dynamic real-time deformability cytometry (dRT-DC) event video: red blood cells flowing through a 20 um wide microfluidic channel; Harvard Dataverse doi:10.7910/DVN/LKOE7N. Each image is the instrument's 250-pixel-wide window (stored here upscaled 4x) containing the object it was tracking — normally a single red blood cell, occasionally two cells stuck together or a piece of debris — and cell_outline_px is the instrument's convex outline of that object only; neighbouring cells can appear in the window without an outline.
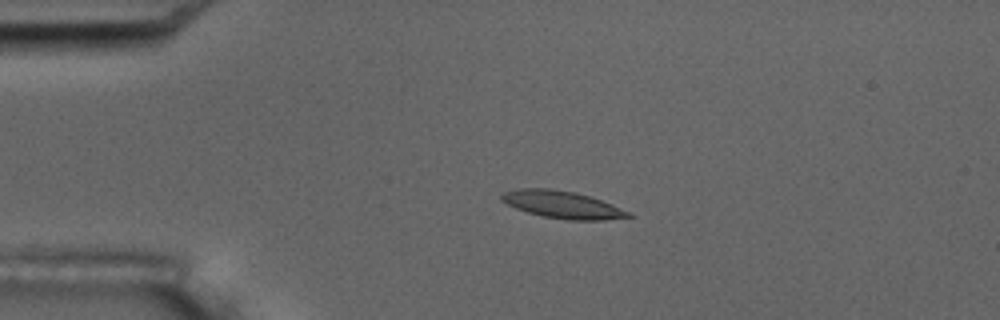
{"species": "common noctule bat (a hibernating species)", "species_latin": "Nyctalus noctula", "temperature_condition": "room temperature", "stored_images_in_passage": 5, "camera_frame_rate_fps": 3000, "um_per_image_px": 0.085, "animal": {"sex": "male", "body_mass_g": 17.5, "forearm_length_mm": 52.3}, "frame": {"image": 1, "passage_image": 3, "time_ms": 3.333, "image_size_px": [1000, 320], "cell_outline_px": [[632, 216], [604, 220], [568, 220], [544, 216], [528, 212], [516, 208], [500, 200], [500, 196], [504, 192], [516, 188], [552, 188], [576, 192], [612, 204], [632, 212]], "centroid_in_image_um": [47.79, 17.38], "position_along_channel_um": 37.2, "area_um2": 20.17}}
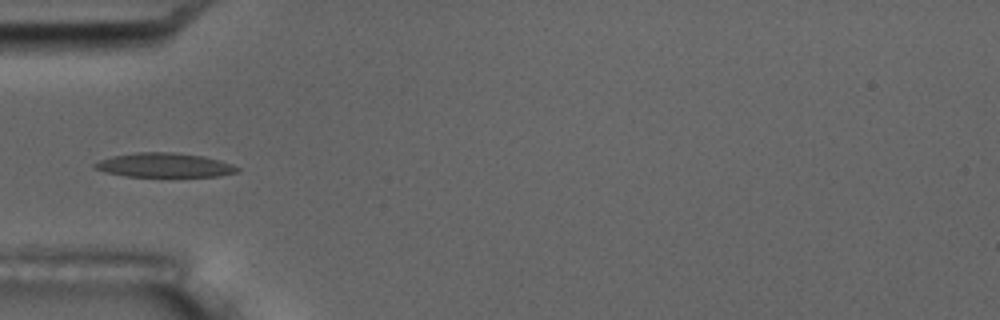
{"frame": {"image": 2, "passage_image": 5, "time_ms": 5.333, "image_size_px": [1000, 320], "cell_outline_px": [[240, 172], [220, 176], [124, 176], [104, 172], [92, 168], [92, 164], [100, 160], [112, 156], [136, 152], [176, 152], [204, 156], [220, 160], [232, 164], [240, 168]], "centroid_in_image_um": [13.97, 14.03], "position_along_channel_um": 71.0, "area_um2": 20.35}}